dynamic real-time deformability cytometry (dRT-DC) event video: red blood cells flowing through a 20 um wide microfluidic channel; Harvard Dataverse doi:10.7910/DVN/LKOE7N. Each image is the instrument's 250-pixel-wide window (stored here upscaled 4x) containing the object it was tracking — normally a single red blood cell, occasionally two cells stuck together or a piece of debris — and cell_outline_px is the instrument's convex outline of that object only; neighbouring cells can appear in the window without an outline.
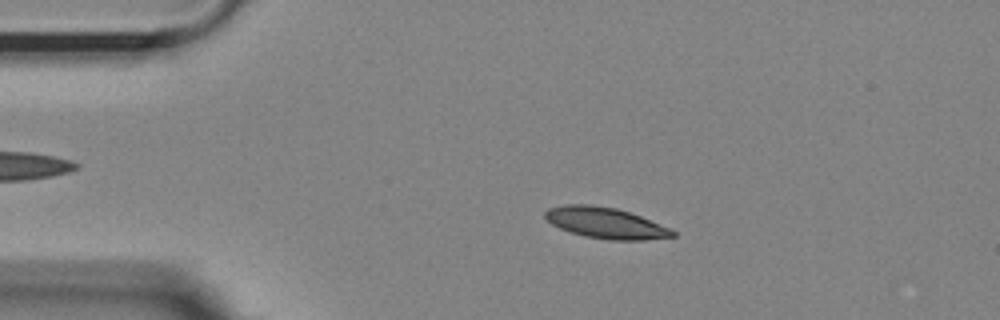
{"species": "Egyptian fruit bat (a non-hibernating species)", "species_latin": "Rousettus aegyptiacus", "temperature_condition": "room temperature", "stored_images_in_passage": 55, "camera_frame_rate_fps": 3000, "um_per_image_px": 0.085, "animal": {"sex": "female"}, "frame": {"image": 1, "passage_image": 10, "time_ms": 3.0, "image_size_px": [1000, 320], "cell_outline_px": [[676, 236], [644, 240], [608, 240], [584, 236], [560, 228], [552, 224], [544, 216], [544, 212], [548, 208], [564, 204], [592, 204], [616, 208], [640, 216], [672, 228], [676, 232]], "centroid_in_image_um": [51.49, 18.95], "position_along_channel_um": 33.5, "area_um2": 23.12}}
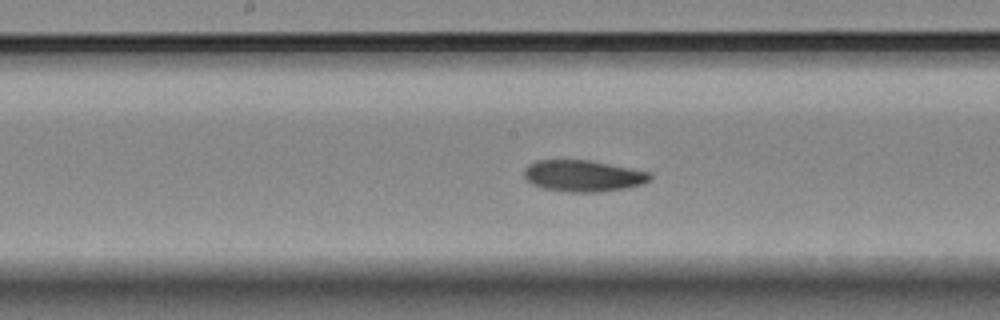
{"frame": {"image": 2, "passage_image": 27, "time_ms": 8.667, "image_size_px": [1000, 320], "cell_outline_px": [[652, 176], [644, 184], [628, 188], [600, 192], [564, 192], [544, 188], [532, 184], [524, 176], [524, 168], [528, 164], [536, 160], [588, 160], [652, 172]], "centroid_in_image_um": [49.58, 14.95], "position_along_channel_um": 198.6, "area_um2": 23.24}}
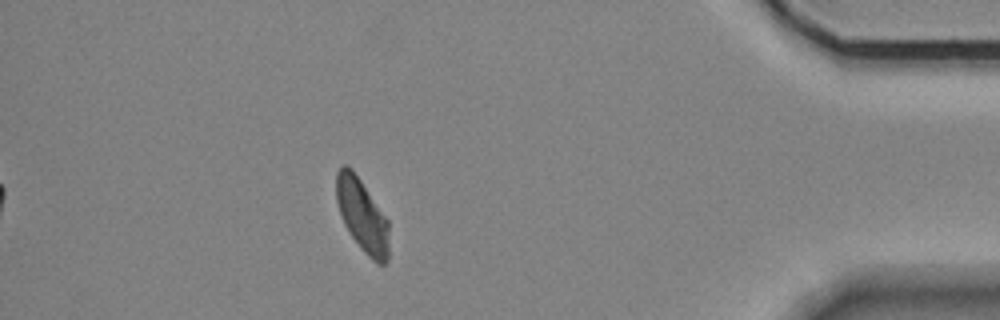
{"frame": {"image": 3, "passage_image": 48, "time_ms": 15.667, "image_size_px": [1000, 320], "cell_outline_px": [[388, 260], [384, 264], [376, 264], [360, 248], [344, 224], [336, 200], [336, 172], [344, 164], [348, 164], [352, 168], [388, 220]], "centroid_in_image_um": [30.78, 18.3], "position_along_channel_um": 404.4, "area_um2": 22.25}, "authors_computed_cell_mechanics": {"area_um2": 22.831, "velocity_mm_per_s": 3.6024, "shape_relaxation_time_tau1_ms": 8.0931, "shape_relaxation_time_tau2_ms": 7.7012, "deformation_change_tau1": 0.1818, "deformation_change_tau2": 0.091}}